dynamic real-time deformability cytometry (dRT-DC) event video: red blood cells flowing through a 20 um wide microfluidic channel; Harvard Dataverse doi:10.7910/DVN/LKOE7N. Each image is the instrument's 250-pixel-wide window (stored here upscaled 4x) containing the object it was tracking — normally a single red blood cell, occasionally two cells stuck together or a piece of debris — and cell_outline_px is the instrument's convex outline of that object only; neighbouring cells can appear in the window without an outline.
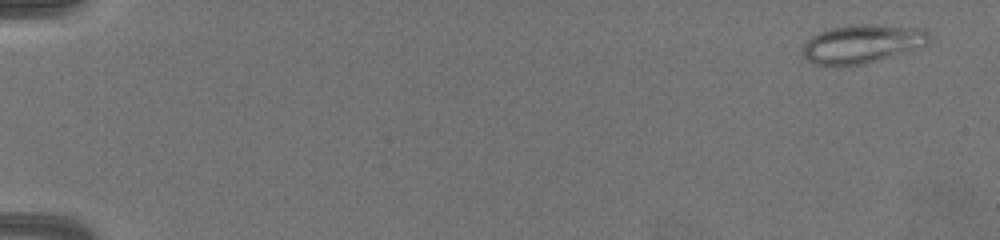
{"species": "common noctule bat (a hibernating species)", "species_latin": "Nyctalus noctula", "temperature_condition": "warm", "stored_images_in_passage": 37, "camera_frame_rate_fps": 3000, "um_per_image_px": 0.085, "animal": {"sex": "female", "body_mass_g": 19.5, "forearm_length_mm": 54.1}, "frame": {"image": 1, "passage_image": 2, "time_ms": 0.333, "image_size_px": [1000, 240], "cell_outline_px": [[928, 44], [868, 64], [812, 64], [804, 56], [804, 44], [812, 36], [820, 32], [832, 28], [856, 24], [872, 24], [924, 28], [928, 32]], "centroid_in_image_um": [73.32, 3.71], "position_along_channel_um": 11.7, "area_um2": 27.98}}
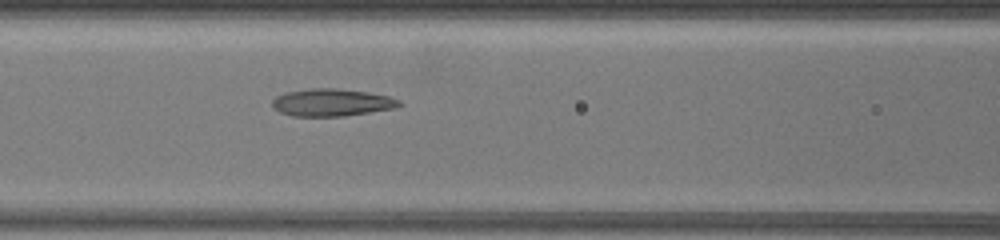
{"frame": {"image": 2, "passage_image": 30, "time_ms": 9.667, "image_size_px": [1000, 240], "cell_outline_px": [[404, 104], [396, 108], [344, 116], [292, 116], [280, 112], [272, 108], [272, 100], [276, 96], [284, 92], [308, 88], [336, 88], [368, 92], [388, 96], [400, 100]], "centroid_in_image_um": [28.19, 8.7], "position_along_channel_um": 138.4, "area_um2": 20.52}}
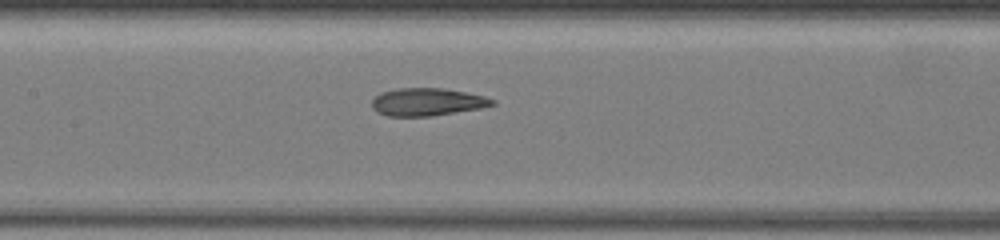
{"frame": {"image": 3, "passage_image": 33, "time_ms": 10.667, "image_size_px": [1000, 240], "cell_outline_px": [[496, 104], [480, 108], [432, 116], [388, 116], [376, 112], [372, 108], [372, 100], [380, 92], [396, 88], [444, 88], [484, 96], [496, 100]], "centroid_in_image_um": [36.29, 8.66], "position_along_channel_um": 171.1, "area_um2": 19.48}}